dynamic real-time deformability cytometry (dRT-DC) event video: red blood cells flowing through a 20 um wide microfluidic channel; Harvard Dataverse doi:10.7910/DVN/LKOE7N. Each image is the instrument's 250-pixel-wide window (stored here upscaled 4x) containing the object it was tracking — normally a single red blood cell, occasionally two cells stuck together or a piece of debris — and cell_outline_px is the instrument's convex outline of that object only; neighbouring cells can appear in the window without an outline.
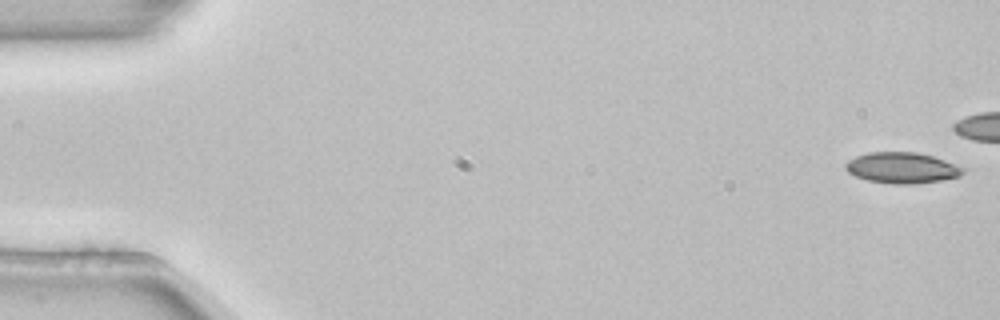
{"species": "common noctule bat (a hibernating species)", "species_latin": "Nyctalus noctula", "temperature_condition": "room temperature", "stored_images_in_passage": 43, "camera_frame_rate_fps": 3000, "um_per_image_px": 0.085, "animal": {"sex": "female", "body_mass_g": 22.7, "forearm_length_mm": 54.2}, "frame": {"image": 1, "passage_image": 1, "time_ms": 0.0, "image_size_px": [1000, 320], "cell_outline_px": [[964, 172], [960, 176], [940, 180], [912, 184], [892, 184], [868, 180], [856, 176], [848, 172], [844, 168], [844, 164], [848, 160], [856, 156], [868, 152], [916, 152], [932, 156], [944, 160], [964, 168]], "centroid_in_image_um": [76.63, 14.26], "position_along_channel_um": 8.4, "area_um2": 21.04}}
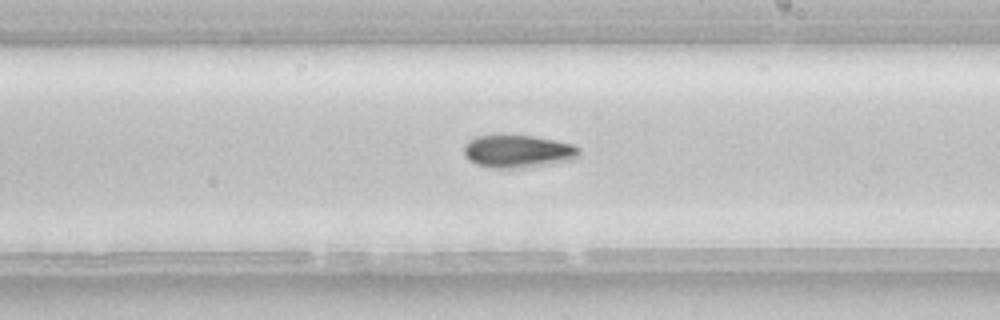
{"frame": {"image": 2, "passage_image": 31, "time_ms": 10.0, "image_size_px": [1000, 320], "cell_outline_px": [[580, 156], [572, 160], [544, 164], [512, 168], [492, 168], [476, 164], [468, 160], [464, 156], [464, 144], [468, 140], [476, 136], [532, 136], [556, 140], [572, 144], [580, 148]], "centroid_in_image_um": [44.01, 12.86], "position_along_channel_um": 245.0, "area_um2": 21.79}}